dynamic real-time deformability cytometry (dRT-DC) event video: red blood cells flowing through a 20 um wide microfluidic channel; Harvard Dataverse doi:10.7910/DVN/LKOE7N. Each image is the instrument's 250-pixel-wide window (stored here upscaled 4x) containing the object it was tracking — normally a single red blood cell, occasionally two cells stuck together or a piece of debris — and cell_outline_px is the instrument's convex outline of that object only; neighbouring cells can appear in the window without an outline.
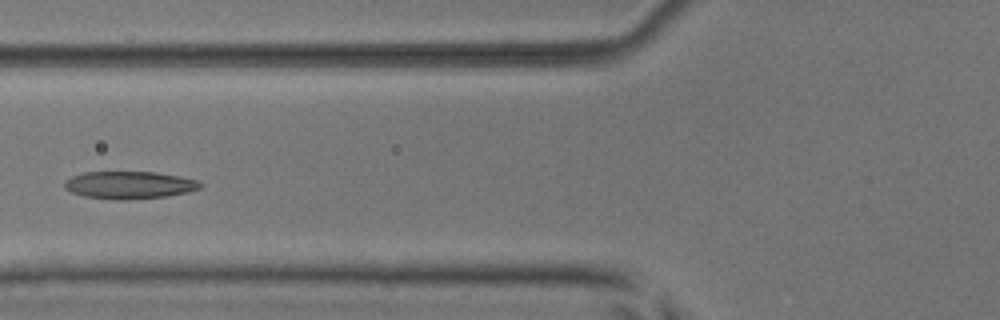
{"species": "common noctule bat (a hibernating species)", "species_latin": "Nyctalus noctula", "temperature_condition": "room temperature", "stored_images_in_passage": 5, "camera_frame_rate_fps": 3000, "um_per_image_px": 0.085, "animal": {"sex": "male", "body_mass_g": 17.9, "forearm_length_mm": 54.2}, "frame": {"image": 1, "passage_image": 5, "time_ms": 1.333, "image_size_px": [1000, 320], "cell_outline_px": [[204, 184], [200, 188], [188, 192], [168, 196], [128, 200], [116, 200], [84, 196], [72, 192], [64, 188], [64, 180], [72, 176], [84, 172], [156, 172], [180, 176], [196, 180]], "centroid_in_image_um": [11.0, 15.73], "position_along_channel_um": 114.8, "area_um2": 21.91}}